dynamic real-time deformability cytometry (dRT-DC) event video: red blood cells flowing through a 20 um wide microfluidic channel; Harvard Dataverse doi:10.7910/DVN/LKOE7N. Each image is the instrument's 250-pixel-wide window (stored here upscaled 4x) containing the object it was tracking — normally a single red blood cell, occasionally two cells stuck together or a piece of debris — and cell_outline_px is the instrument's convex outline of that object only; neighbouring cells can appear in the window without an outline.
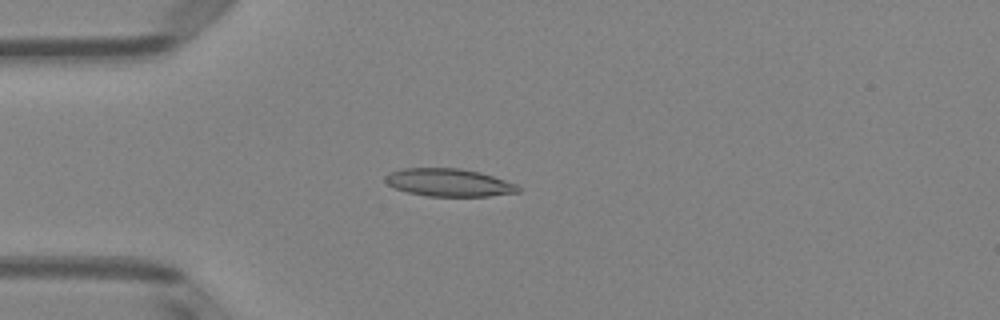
{"species": "Egyptian fruit bat (a non-hibernating species)", "species_latin": "Rousettus aegyptiacus", "temperature_condition": "room temperature", "stored_images_in_passage": 50, "camera_frame_rate_fps": 3000, "um_per_image_px": 0.085, "animal": {"sex": "female"}, "frame": {"image": 1, "passage_image": 13, "time_ms": 4.0, "image_size_px": [1000, 320], "cell_outline_px": [[520, 192], [488, 196], [428, 196], [408, 192], [396, 188], [388, 184], [384, 180], [384, 176], [388, 172], [400, 168], [460, 168], [480, 172], [516, 184], [520, 188]], "centroid_in_image_um": [38.12, 15.51], "position_along_channel_um": 46.9, "area_um2": 21.5}}
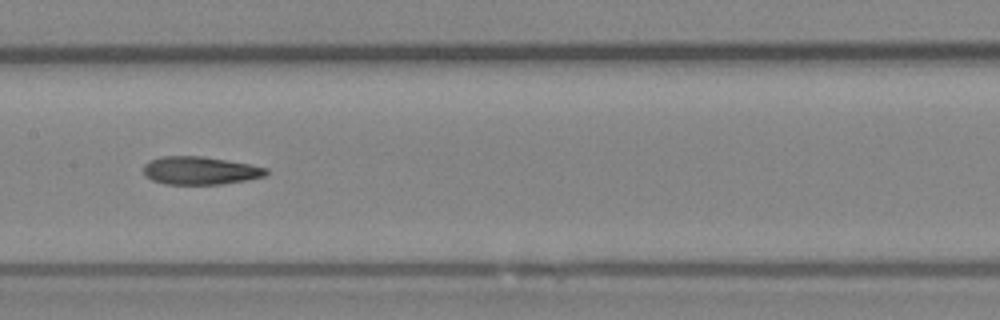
{"frame": {"image": 2, "passage_image": 25, "time_ms": 8.0, "image_size_px": [1000, 320], "cell_outline_px": [[268, 172], [264, 176], [248, 180], [220, 184], [164, 184], [152, 180], [144, 176], [144, 164], [148, 160], [160, 156], [204, 156], [228, 160], [268, 168]], "centroid_in_image_um": [16.98, 14.49], "position_along_channel_um": 190.4, "area_um2": 20.17}}
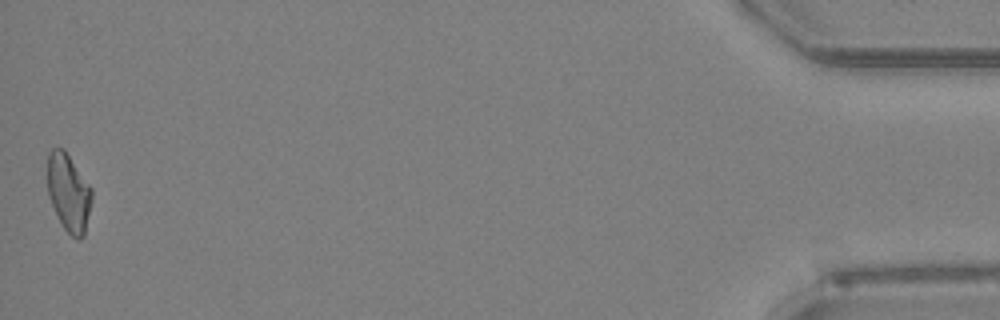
{"frame": {"image": 3, "passage_image": 50, "time_ms": 16.333, "image_size_px": [1000, 320], "cell_outline_px": [[92, 200], [84, 236], [80, 240], [76, 240], [64, 228], [48, 196], [48, 152], [52, 148], [64, 148], [92, 188]], "centroid_in_image_um": [5.85, 16.36], "position_along_channel_um": 429.4, "area_um2": 20.06}, "authors_computed_cell_mechanics": {"area_um2": 20.6346, "velocity_mm_per_s": 3.9947, "shape_relaxation_time_tau1_ms": 5.0587, "shape_relaxation_time_tau2_ms": 3.2641, "deformation_change_tau1": 0.1674, "deformation_change_tau2": 0.1292}}